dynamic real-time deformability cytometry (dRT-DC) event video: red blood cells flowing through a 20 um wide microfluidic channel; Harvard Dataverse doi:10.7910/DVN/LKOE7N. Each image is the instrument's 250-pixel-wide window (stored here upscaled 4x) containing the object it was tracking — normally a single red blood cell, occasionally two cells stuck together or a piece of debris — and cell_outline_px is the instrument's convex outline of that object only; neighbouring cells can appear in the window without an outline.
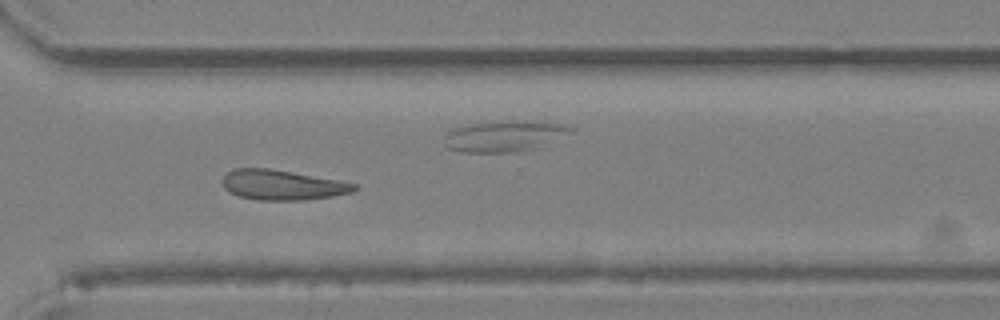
{"species": "Egyptian fruit bat (a non-hibernating species)", "species_latin": "Rousettus aegyptiacus", "temperature_condition": "room temperature", "stored_images_in_passage": 18, "camera_frame_rate_fps": 3000, "um_per_image_px": 0.085, "animal": {"sex": "female"}, "frame": {"image": 1, "passage_image": 13, "time_ms": 4.0, "image_size_px": [1000, 320], "cell_outline_px": [[360, 188], [352, 192], [332, 196], [304, 200], [260, 200], [240, 196], [224, 188], [220, 180], [228, 172], [236, 168], [268, 168], [336, 180], [356, 184]], "centroid_in_image_um": [23.98, 15.72], "position_along_channel_um": 346.6, "area_um2": 22.77}}